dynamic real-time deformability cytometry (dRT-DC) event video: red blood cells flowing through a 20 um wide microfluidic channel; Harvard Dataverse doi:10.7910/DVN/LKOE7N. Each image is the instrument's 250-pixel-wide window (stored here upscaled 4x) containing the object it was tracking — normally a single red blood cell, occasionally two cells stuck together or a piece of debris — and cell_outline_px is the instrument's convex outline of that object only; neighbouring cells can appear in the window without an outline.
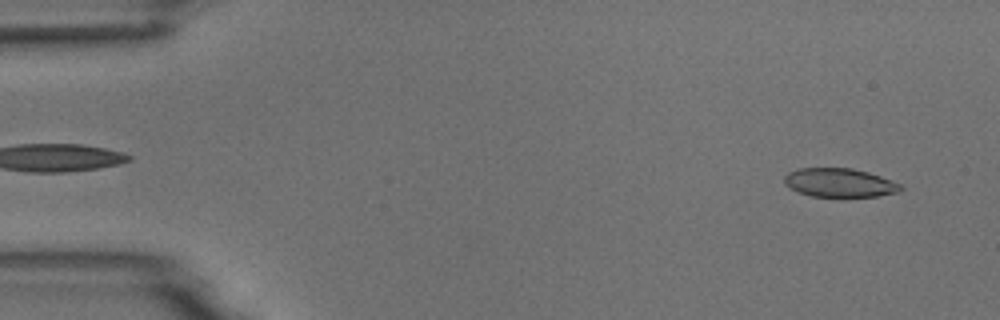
{"species": "common noctule bat (a hibernating species)", "species_latin": "Nyctalus noctula", "temperature_condition": "room temperature", "stored_images_in_passage": 5, "camera_frame_rate_fps": 3000, "um_per_image_px": 0.085, "animal": {"sex": "male", "body_mass_g": 18.8}, "frame": {"image": 1, "passage_image": 1, "time_ms": 0.0, "image_size_px": [1000, 320], "cell_outline_px": [[904, 188], [896, 192], [876, 196], [812, 196], [800, 192], [784, 184], [784, 176], [788, 172], [800, 168], [852, 168], [868, 172], [880, 176], [900, 184]], "centroid_in_image_um": [71.34, 15.52], "position_along_channel_um": 13.7, "area_um2": 19.19}}
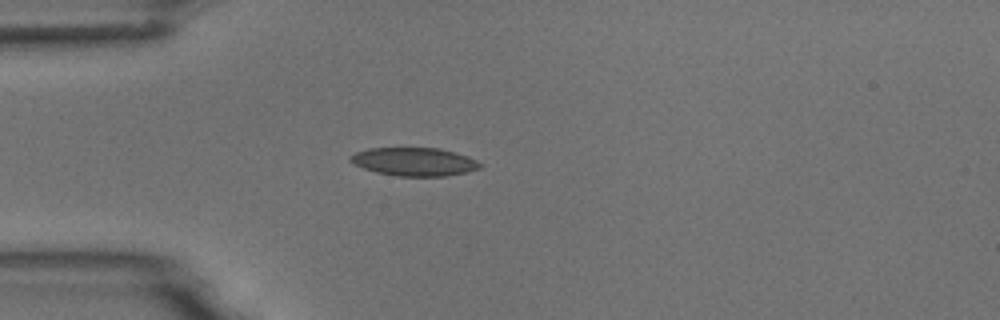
{"frame": {"image": 2, "passage_image": 4, "time_ms": 3.667, "image_size_px": [1000, 320], "cell_outline_px": [[480, 168], [468, 172], [444, 176], [396, 176], [376, 172], [364, 168], [348, 160], [348, 156], [356, 152], [368, 148], [440, 148], [456, 152], [468, 156], [476, 160], [480, 164]], "centroid_in_image_um": [35.21, 13.74], "position_along_channel_um": 49.8, "area_um2": 21.39}}